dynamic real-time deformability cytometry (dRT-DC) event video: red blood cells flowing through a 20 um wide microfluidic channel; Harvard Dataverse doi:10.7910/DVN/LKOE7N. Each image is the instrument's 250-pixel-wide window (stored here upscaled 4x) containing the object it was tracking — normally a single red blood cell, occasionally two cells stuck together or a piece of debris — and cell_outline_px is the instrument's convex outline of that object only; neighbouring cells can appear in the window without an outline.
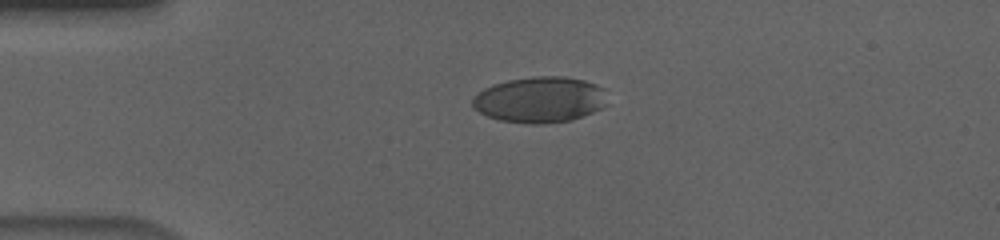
{"species": "human", "species_latin": "Homo sapiens", "temperature_condition": "cold", "stored_images_in_passage": 44, "camera_frame_rate_fps": 3000, "um_per_image_px": 0.085, "donor": {"sex": "male"}, "frame": {"image": 1, "passage_image": 1, "time_ms": 0.0, "image_size_px": [1000, 240], "cell_outline_px": [[608, 104], [592, 112], [572, 120], [544, 124], [532, 124], [500, 120], [488, 116], [480, 112], [472, 104], [472, 96], [484, 88], [492, 84], [508, 80], [532, 76], [564, 76], [584, 80], [596, 84], [604, 88]], "centroid_in_image_um": [45.9, 8.46], "position_along_channel_um": 39.1, "area_um2": 36.3}}
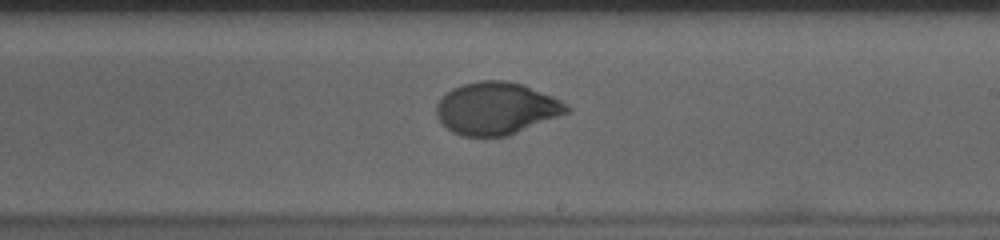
{"frame": {"image": 2, "passage_image": 21, "time_ms": 6.667, "image_size_px": [1000, 240], "cell_outline_px": [[572, 112], [508, 136], [464, 136], [452, 132], [436, 116], [436, 104], [452, 88], [464, 84], [480, 80], [504, 80], [524, 84], [552, 96], [568, 104], [572, 108]], "centroid_in_image_um": [42.25, 9.21], "position_along_channel_um": 246.8, "area_um2": 39.94}}
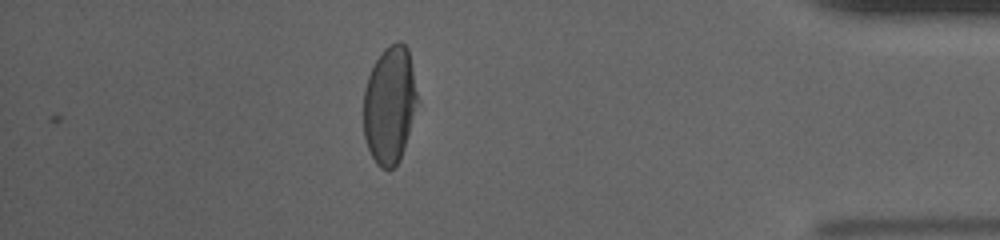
{"frame": {"image": 3, "passage_image": 37, "time_ms": 12.0, "image_size_px": [1000, 240], "cell_outline_px": [[420, 100], [400, 160], [392, 168], [380, 168], [376, 164], [368, 148], [364, 136], [364, 88], [368, 76], [376, 60], [384, 48], [396, 40], [400, 40], [408, 48]], "centroid_in_image_um": [33.15, 8.89], "position_along_channel_um": 402.1, "area_um2": 37.4}, "authors_computed_cell_mechanics": {"area_um2": 39.1595, "velocity_mm_per_s": 3.6427, "shape_relaxation_time_tau1_ms": 4.3893, "shape_relaxation_time_tau2_ms": null, "deformation_change_tau1": 0.1767, "deformation_change_tau2": null}}